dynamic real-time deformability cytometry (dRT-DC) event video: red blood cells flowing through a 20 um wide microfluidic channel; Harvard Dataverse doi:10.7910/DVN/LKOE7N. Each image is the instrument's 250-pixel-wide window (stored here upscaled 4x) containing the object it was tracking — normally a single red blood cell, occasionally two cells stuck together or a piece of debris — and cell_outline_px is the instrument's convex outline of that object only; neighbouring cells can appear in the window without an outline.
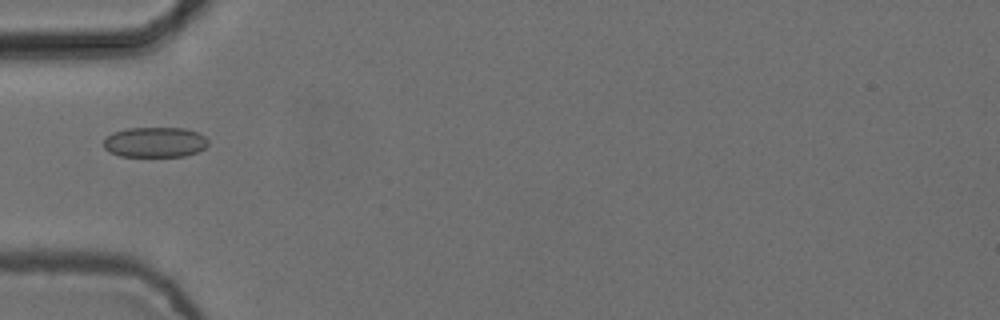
{"species": "common noctule bat (a hibernating species)", "species_latin": "Nyctalus noctula", "temperature_condition": "cold", "stored_images_in_passage": 5, "camera_frame_rate_fps": 3000, "um_per_image_px": 0.085, "animal": {"sex": "female", "body_mass_g": 24.6, "forearm_length_mm": 56.2}, "frame": {"image": 1, "passage_image": 2, "time_ms": 0.333, "image_size_px": [1000, 320], "cell_outline_px": [[208, 144], [204, 148], [196, 152], [184, 156], [120, 156], [108, 152], [104, 148], [104, 140], [112, 132], [128, 128], [184, 128], [196, 132], [204, 136], [208, 140]], "centroid_in_image_um": [13.15, 12.09], "position_along_channel_um": 71.9, "area_um2": 18.38}}
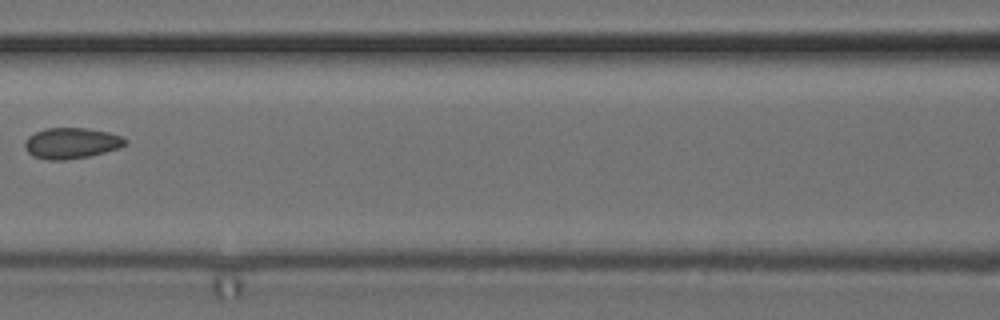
{"frame": {"image": 2, "passage_image": 4, "time_ms": 1.0, "image_size_px": [1000, 320], "cell_outline_px": [[128, 144], [120, 148], [88, 156], [64, 160], [48, 160], [32, 156], [24, 148], [24, 140], [28, 136], [44, 128], [88, 128], [108, 132], [120, 136], [128, 140]], "centroid_in_image_um": [6.05, 12.16], "position_along_channel_um": 160.5, "area_um2": 18.21}}
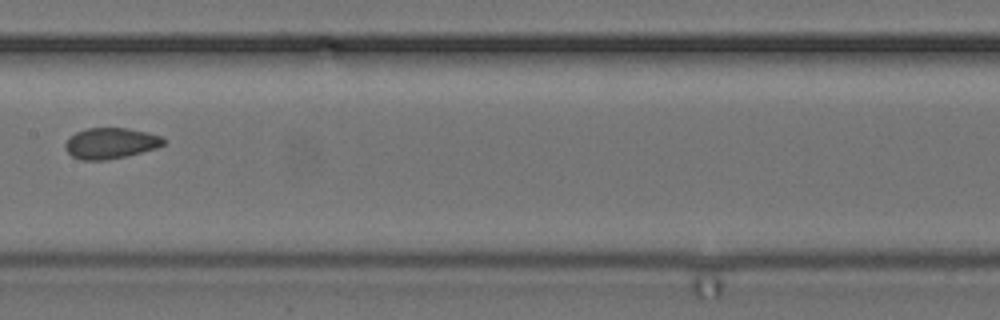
{"frame": {"image": 3, "passage_image": 5, "time_ms": 1.333, "image_size_px": [1000, 320], "cell_outline_px": [[168, 140], [164, 144], [156, 148], [128, 156], [108, 160], [80, 160], [72, 156], [64, 148], [64, 144], [76, 132], [88, 128], [128, 128], [148, 132], [160, 136]], "centroid_in_image_um": [9.43, 12.18], "position_along_channel_um": 198.0, "area_um2": 17.8}}